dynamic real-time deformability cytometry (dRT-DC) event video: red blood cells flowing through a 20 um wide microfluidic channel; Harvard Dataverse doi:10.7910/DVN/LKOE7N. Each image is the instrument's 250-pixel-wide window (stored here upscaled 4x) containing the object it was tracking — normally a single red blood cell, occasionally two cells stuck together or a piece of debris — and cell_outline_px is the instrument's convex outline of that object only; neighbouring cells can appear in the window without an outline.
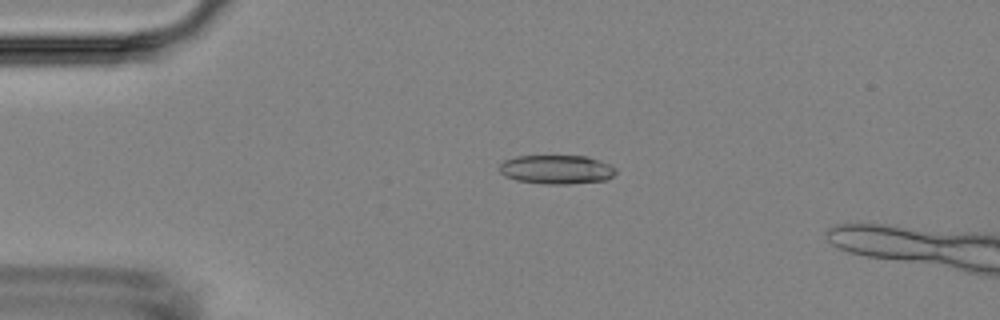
{"species": "Egyptian fruit bat (a non-hibernating species)", "species_latin": "Rousettus aegyptiacus", "temperature_condition": "room temperature", "stored_images_in_passage": 8, "camera_frame_rate_fps": 3000, "um_per_image_px": 0.085, "animal": {"sex": "female"}, "frame": {"image": 1, "passage_image": 4, "time_ms": 1.0, "image_size_px": [1000, 320], "cell_outline_px": [[616, 172], [612, 176], [604, 180], [568, 184], [544, 184], [516, 180], [504, 176], [496, 168], [504, 160], [516, 156], [588, 156], [608, 164], [616, 168]], "centroid_in_image_um": [47.25, 14.4], "position_along_channel_um": 37.7, "area_um2": 19.71}}